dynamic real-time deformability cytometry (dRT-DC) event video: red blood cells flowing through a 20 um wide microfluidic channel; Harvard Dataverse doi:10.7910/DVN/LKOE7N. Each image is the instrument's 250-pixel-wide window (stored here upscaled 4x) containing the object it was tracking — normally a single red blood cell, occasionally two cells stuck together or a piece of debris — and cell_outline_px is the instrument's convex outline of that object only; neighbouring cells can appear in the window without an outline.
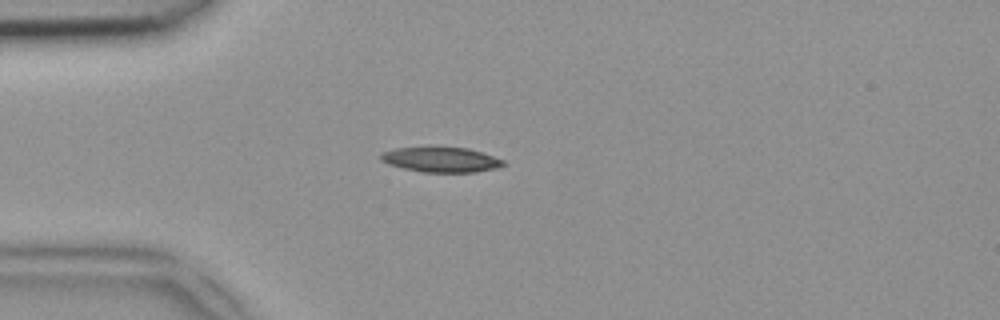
{"species": "common noctule bat (a hibernating species)", "species_latin": "Nyctalus noctula", "temperature_condition": "room temperature", "stored_images_in_passage": 37, "camera_frame_rate_fps": 3000, "um_per_image_px": 0.085, "animal": {"sex": "female", "body_mass_g": 18.4}, "frame": {"image": 1, "passage_image": 1, "time_ms": 0.0, "image_size_px": [1000, 320], "cell_outline_px": [[504, 164], [496, 168], [476, 172], [424, 172], [404, 168], [388, 164], [380, 160], [380, 152], [396, 148], [428, 144], [432, 144], [468, 148], [504, 160]], "centroid_in_image_um": [37.41, 13.51], "position_along_channel_um": 47.6, "area_um2": 18.61}}
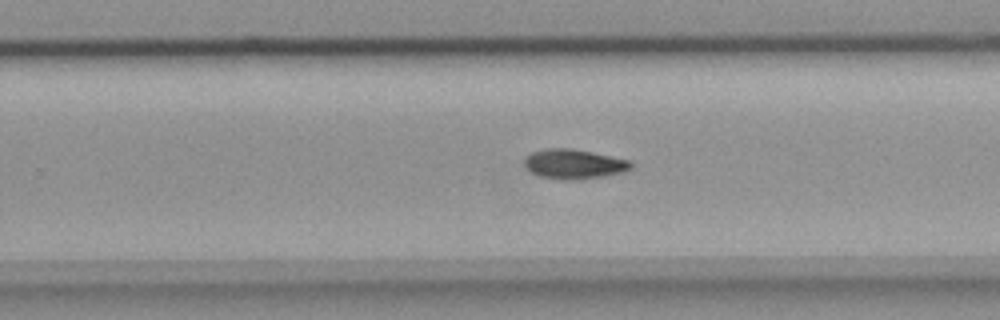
{"frame": {"image": 2, "passage_image": 19, "time_ms": 6.0, "image_size_px": [1000, 320], "cell_outline_px": [[632, 168], [624, 172], [604, 176], [580, 180], [560, 180], [540, 176], [532, 172], [524, 164], [524, 160], [532, 152], [544, 148], [572, 148], [632, 160]], "centroid_in_image_um": [48.83, 13.94], "position_along_channel_um": 281.0, "area_um2": 18.61}}
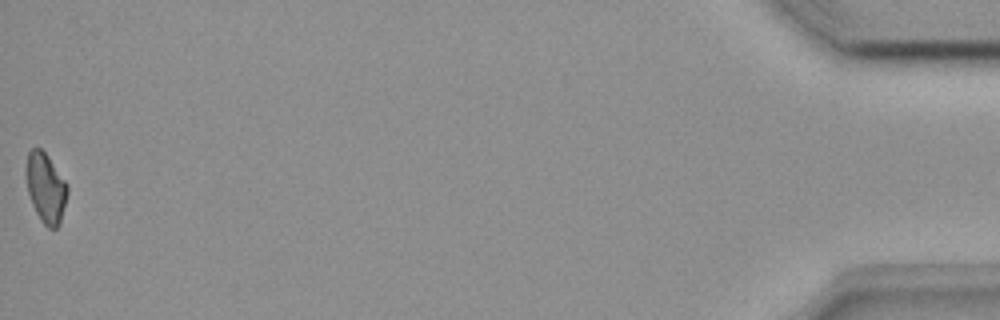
{"frame": {"image": 3, "passage_image": 37, "time_ms": 12.0, "image_size_px": [1000, 320], "cell_outline_px": [[68, 192], [60, 224], [56, 228], [48, 228], [40, 220], [32, 204], [28, 192], [24, 172], [24, 168], [28, 152], [32, 148], [40, 148], [48, 156], [68, 184]], "centroid_in_image_um": [3.87, 15.95], "position_along_channel_um": 431.3, "area_um2": 17.05}}